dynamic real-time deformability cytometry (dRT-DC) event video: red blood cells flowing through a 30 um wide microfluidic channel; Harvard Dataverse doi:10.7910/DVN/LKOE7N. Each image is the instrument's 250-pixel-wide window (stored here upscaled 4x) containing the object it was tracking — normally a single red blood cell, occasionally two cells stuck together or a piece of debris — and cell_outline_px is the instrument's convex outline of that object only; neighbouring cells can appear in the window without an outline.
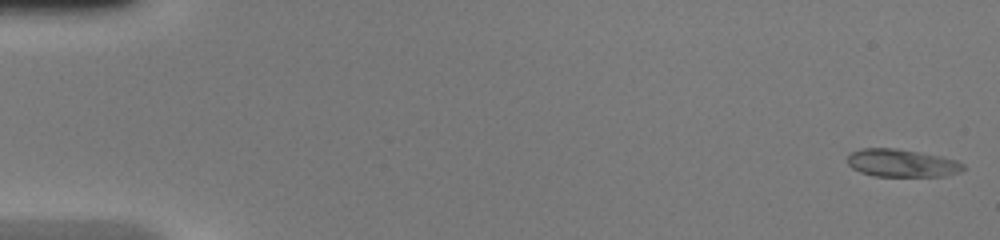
{"species": "common noctule bat (a hibernating species)", "species_latin": "Nyctalus noctula", "temperature_condition": "warm", "stored_images_in_passage": 49, "camera_frame_rate_fps": 3000, "um_per_image_px": 0.085, "animal": {"sex": "female", "body_mass_g": 20.0, "forearm_length_mm": 54.0}, "frame": {"image": 1, "passage_image": 1, "time_ms": 0.0, "image_size_px": [1000, 240], "cell_outline_px": [[968, 168], [960, 172], [944, 176], [872, 176], [860, 172], [852, 168], [848, 164], [848, 156], [852, 152], [860, 148], [896, 148], [940, 156], [956, 160], [964, 164]], "centroid_in_image_um": [76.67, 13.86], "position_along_channel_um": 8.3, "area_um2": 18.84}}
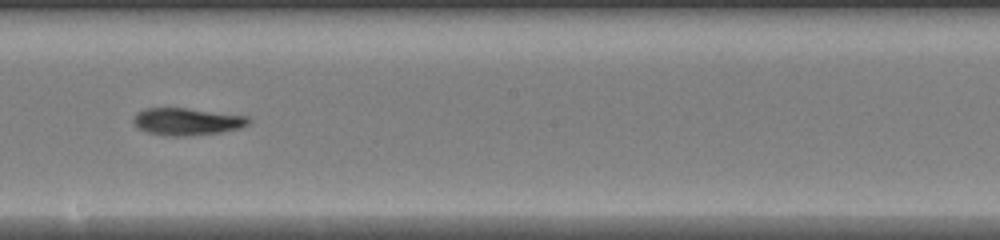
{"frame": {"image": 2, "passage_image": 28, "time_ms": 9.0, "image_size_px": [1000, 240], "cell_outline_px": [[252, 120], [248, 124], [240, 128], [220, 132], [188, 136], [168, 136], [148, 132], [132, 124], [132, 116], [136, 112], [144, 108], [184, 108], [248, 116]], "centroid_in_image_um": [15.86, 10.33], "position_along_channel_um": 232.3, "area_um2": 18.32}}
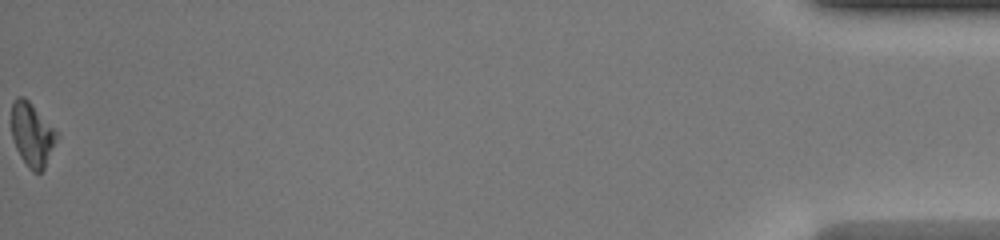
{"frame": {"image": 3, "passage_image": 49, "time_ms": 16.0, "image_size_px": [1000, 240], "cell_outline_px": [[60, 136], [44, 168], [40, 172], [32, 172], [28, 168], [20, 156], [16, 148], [12, 136], [12, 104], [20, 96], [24, 96], [32, 104]], "centroid_in_image_um": [2.74, 11.47], "position_along_channel_um": 432.5, "area_um2": 16.59}, "authors_computed_cell_mechanics": {"area_um2": 18.2648, "velocity_mm_per_s": 4.2577, "shape_relaxation_time_tau1_ms": null, "shape_relaxation_time_tau2_ms": 8.3357, "deformation_change_tau1": null, "deformation_change_tau2": 0.1709}}